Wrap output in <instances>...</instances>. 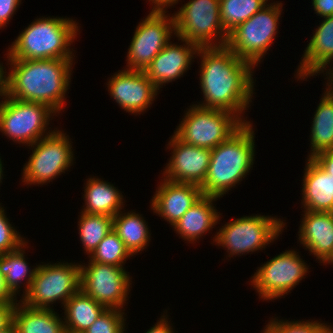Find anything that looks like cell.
<instances>
[{
	"label": "cell",
	"instance_id": "cell-34",
	"mask_svg": "<svg viewBox=\"0 0 333 333\" xmlns=\"http://www.w3.org/2000/svg\"><path fill=\"white\" fill-rule=\"evenodd\" d=\"M6 218L3 207L0 206V255L13 252L23 246L27 241L12 227Z\"/></svg>",
	"mask_w": 333,
	"mask_h": 333
},
{
	"label": "cell",
	"instance_id": "cell-3",
	"mask_svg": "<svg viewBox=\"0 0 333 333\" xmlns=\"http://www.w3.org/2000/svg\"><path fill=\"white\" fill-rule=\"evenodd\" d=\"M254 143V131L248 122L211 149L208 172L200 186L203 196L220 198L242 181L253 165Z\"/></svg>",
	"mask_w": 333,
	"mask_h": 333
},
{
	"label": "cell",
	"instance_id": "cell-41",
	"mask_svg": "<svg viewBox=\"0 0 333 333\" xmlns=\"http://www.w3.org/2000/svg\"><path fill=\"white\" fill-rule=\"evenodd\" d=\"M150 1H152V4L154 3L152 10L157 11H164L166 7L172 6L174 3L176 4L178 2V0H149V2Z\"/></svg>",
	"mask_w": 333,
	"mask_h": 333
},
{
	"label": "cell",
	"instance_id": "cell-17",
	"mask_svg": "<svg viewBox=\"0 0 333 333\" xmlns=\"http://www.w3.org/2000/svg\"><path fill=\"white\" fill-rule=\"evenodd\" d=\"M203 196L200 186L164 179L151 202V209L172 226Z\"/></svg>",
	"mask_w": 333,
	"mask_h": 333
},
{
	"label": "cell",
	"instance_id": "cell-4",
	"mask_svg": "<svg viewBox=\"0 0 333 333\" xmlns=\"http://www.w3.org/2000/svg\"><path fill=\"white\" fill-rule=\"evenodd\" d=\"M78 24L67 18H39L12 43L8 60L73 59L70 45Z\"/></svg>",
	"mask_w": 333,
	"mask_h": 333
},
{
	"label": "cell",
	"instance_id": "cell-28",
	"mask_svg": "<svg viewBox=\"0 0 333 333\" xmlns=\"http://www.w3.org/2000/svg\"><path fill=\"white\" fill-rule=\"evenodd\" d=\"M25 245L26 243L13 252L0 255V272L5 277L7 286L15 295L19 292L18 289L20 288V282L22 283V280L24 279L27 284L25 286L26 289H24V293L29 290L37 270V267L32 270L28 268V263H26L27 261L24 258L25 252L23 248Z\"/></svg>",
	"mask_w": 333,
	"mask_h": 333
},
{
	"label": "cell",
	"instance_id": "cell-23",
	"mask_svg": "<svg viewBox=\"0 0 333 333\" xmlns=\"http://www.w3.org/2000/svg\"><path fill=\"white\" fill-rule=\"evenodd\" d=\"M53 310L30 308L19 301L13 314L15 333H66L63 320Z\"/></svg>",
	"mask_w": 333,
	"mask_h": 333
},
{
	"label": "cell",
	"instance_id": "cell-40",
	"mask_svg": "<svg viewBox=\"0 0 333 333\" xmlns=\"http://www.w3.org/2000/svg\"><path fill=\"white\" fill-rule=\"evenodd\" d=\"M161 318L160 321L158 320L155 326L151 327L146 333H173L170 324H168L167 317L162 316Z\"/></svg>",
	"mask_w": 333,
	"mask_h": 333
},
{
	"label": "cell",
	"instance_id": "cell-16",
	"mask_svg": "<svg viewBox=\"0 0 333 333\" xmlns=\"http://www.w3.org/2000/svg\"><path fill=\"white\" fill-rule=\"evenodd\" d=\"M113 99L126 112L132 114L144 112L150 107L158 89L144 71L124 69L114 74L108 82ZM140 112V113H139Z\"/></svg>",
	"mask_w": 333,
	"mask_h": 333
},
{
	"label": "cell",
	"instance_id": "cell-22",
	"mask_svg": "<svg viewBox=\"0 0 333 333\" xmlns=\"http://www.w3.org/2000/svg\"><path fill=\"white\" fill-rule=\"evenodd\" d=\"M216 197L202 196L187 212L173 225L175 231L183 239L193 243L212 229L220 218L213 206ZM202 235V236H201Z\"/></svg>",
	"mask_w": 333,
	"mask_h": 333
},
{
	"label": "cell",
	"instance_id": "cell-19",
	"mask_svg": "<svg viewBox=\"0 0 333 333\" xmlns=\"http://www.w3.org/2000/svg\"><path fill=\"white\" fill-rule=\"evenodd\" d=\"M299 240L323 263L333 252V213L304 211Z\"/></svg>",
	"mask_w": 333,
	"mask_h": 333
},
{
	"label": "cell",
	"instance_id": "cell-39",
	"mask_svg": "<svg viewBox=\"0 0 333 333\" xmlns=\"http://www.w3.org/2000/svg\"><path fill=\"white\" fill-rule=\"evenodd\" d=\"M315 13L325 18L333 16V0H312Z\"/></svg>",
	"mask_w": 333,
	"mask_h": 333
},
{
	"label": "cell",
	"instance_id": "cell-2",
	"mask_svg": "<svg viewBox=\"0 0 333 333\" xmlns=\"http://www.w3.org/2000/svg\"><path fill=\"white\" fill-rule=\"evenodd\" d=\"M7 96L47 105L55 115L63 109L71 78L72 59L8 60Z\"/></svg>",
	"mask_w": 333,
	"mask_h": 333
},
{
	"label": "cell",
	"instance_id": "cell-9",
	"mask_svg": "<svg viewBox=\"0 0 333 333\" xmlns=\"http://www.w3.org/2000/svg\"><path fill=\"white\" fill-rule=\"evenodd\" d=\"M284 226L283 221L271 216H245L222 226L213 241L227 248L229 256L245 254L265 248L278 238Z\"/></svg>",
	"mask_w": 333,
	"mask_h": 333
},
{
	"label": "cell",
	"instance_id": "cell-42",
	"mask_svg": "<svg viewBox=\"0 0 333 333\" xmlns=\"http://www.w3.org/2000/svg\"><path fill=\"white\" fill-rule=\"evenodd\" d=\"M3 69L5 68L0 64V91H8V75L4 74L6 72Z\"/></svg>",
	"mask_w": 333,
	"mask_h": 333
},
{
	"label": "cell",
	"instance_id": "cell-26",
	"mask_svg": "<svg viewBox=\"0 0 333 333\" xmlns=\"http://www.w3.org/2000/svg\"><path fill=\"white\" fill-rule=\"evenodd\" d=\"M316 109L311 130V155L333 150V88L327 87Z\"/></svg>",
	"mask_w": 333,
	"mask_h": 333
},
{
	"label": "cell",
	"instance_id": "cell-11",
	"mask_svg": "<svg viewBox=\"0 0 333 333\" xmlns=\"http://www.w3.org/2000/svg\"><path fill=\"white\" fill-rule=\"evenodd\" d=\"M31 145L35 149L29 161L23 167V182L44 184L64 173L73 161V151L69 137L61 131L53 130L46 133ZM68 137V138H67Z\"/></svg>",
	"mask_w": 333,
	"mask_h": 333
},
{
	"label": "cell",
	"instance_id": "cell-10",
	"mask_svg": "<svg viewBox=\"0 0 333 333\" xmlns=\"http://www.w3.org/2000/svg\"><path fill=\"white\" fill-rule=\"evenodd\" d=\"M53 113L45 104L20 101L6 95L0 102V131L13 141L31 146L46 137L44 132Z\"/></svg>",
	"mask_w": 333,
	"mask_h": 333
},
{
	"label": "cell",
	"instance_id": "cell-30",
	"mask_svg": "<svg viewBox=\"0 0 333 333\" xmlns=\"http://www.w3.org/2000/svg\"><path fill=\"white\" fill-rule=\"evenodd\" d=\"M79 235L85 251L91 255L103 238L113 229V217L81 212Z\"/></svg>",
	"mask_w": 333,
	"mask_h": 333
},
{
	"label": "cell",
	"instance_id": "cell-29",
	"mask_svg": "<svg viewBox=\"0 0 333 333\" xmlns=\"http://www.w3.org/2000/svg\"><path fill=\"white\" fill-rule=\"evenodd\" d=\"M220 19L224 31L229 34L266 6L268 0H219Z\"/></svg>",
	"mask_w": 333,
	"mask_h": 333
},
{
	"label": "cell",
	"instance_id": "cell-36",
	"mask_svg": "<svg viewBox=\"0 0 333 333\" xmlns=\"http://www.w3.org/2000/svg\"><path fill=\"white\" fill-rule=\"evenodd\" d=\"M326 173L333 176V150L318 153L312 158Z\"/></svg>",
	"mask_w": 333,
	"mask_h": 333
},
{
	"label": "cell",
	"instance_id": "cell-47",
	"mask_svg": "<svg viewBox=\"0 0 333 333\" xmlns=\"http://www.w3.org/2000/svg\"><path fill=\"white\" fill-rule=\"evenodd\" d=\"M2 167H3L2 166V161H1V158H0V182H2L1 179H2V175H3L2 174L3 173Z\"/></svg>",
	"mask_w": 333,
	"mask_h": 333
},
{
	"label": "cell",
	"instance_id": "cell-13",
	"mask_svg": "<svg viewBox=\"0 0 333 333\" xmlns=\"http://www.w3.org/2000/svg\"><path fill=\"white\" fill-rule=\"evenodd\" d=\"M166 11L152 10L136 27L128 49L129 70L145 71L151 61L170 42L175 34L174 16L168 18Z\"/></svg>",
	"mask_w": 333,
	"mask_h": 333
},
{
	"label": "cell",
	"instance_id": "cell-37",
	"mask_svg": "<svg viewBox=\"0 0 333 333\" xmlns=\"http://www.w3.org/2000/svg\"><path fill=\"white\" fill-rule=\"evenodd\" d=\"M16 304H0V331L6 330L13 323V314Z\"/></svg>",
	"mask_w": 333,
	"mask_h": 333
},
{
	"label": "cell",
	"instance_id": "cell-35",
	"mask_svg": "<svg viewBox=\"0 0 333 333\" xmlns=\"http://www.w3.org/2000/svg\"><path fill=\"white\" fill-rule=\"evenodd\" d=\"M21 0H0V28L10 21Z\"/></svg>",
	"mask_w": 333,
	"mask_h": 333
},
{
	"label": "cell",
	"instance_id": "cell-31",
	"mask_svg": "<svg viewBox=\"0 0 333 333\" xmlns=\"http://www.w3.org/2000/svg\"><path fill=\"white\" fill-rule=\"evenodd\" d=\"M130 256L133 255L112 229L89 256V261L123 267L124 261Z\"/></svg>",
	"mask_w": 333,
	"mask_h": 333
},
{
	"label": "cell",
	"instance_id": "cell-7",
	"mask_svg": "<svg viewBox=\"0 0 333 333\" xmlns=\"http://www.w3.org/2000/svg\"><path fill=\"white\" fill-rule=\"evenodd\" d=\"M174 13L175 35L199 47H224L228 34L220 19L219 0H190ZM219 39V44L213 42ZM214 43V44H213Z\"/></svg>",
	"mask_w": 333,
	"mask_h": 333
},
{
	"label": "cell",
	"instance_id": "cell-32",
	"mask_svg": "<svg viewBox=\"0 0 333 333\" xmlns=\"http://www.w3.org/2000/svg\"><path fill=\"white\" fill-rule=\"evenodd\" d=\"M123 314L122 309L106 308L85 333H124Z\"/></svg>",
	"mask_w": 333,
	"mask_h": 333
},
{
	"label": "cell",
	"instance_id": "cell-20",
	"mask_svg": "<svg viewBox=\"0 0 333 333\" xmlns=\"http://www.w3.org/2000/svg\"><path fill=\"white\" fill-rule=\"evenodd\" d=\"M297 77L316 75L333 61V16L325 17L306 47Z\"/></svg>",
	"mask_w": 333,
	"mask_h": 333
},
{
	"label": "cell",
	"instance_id": "cell-21",
	"mask_svg": "<svg viewBox=\"0 0 333 333\" xmlns=\"http://www.w3.org/2000/svg\"><path fill=\"white\" fill-rule=\"evenodd\" d=\"M305 167L302 203L307 211L332 212L333 176L326 173L312 158Z\"/></svg>",
	"mask_w": 333,
	"mask_h": 333
},
{
	"label": "cell",
	"instance_id": "cell-14",
	"mask_svg": "<svg viewBox=\"0 0 333 333\" xmlns=\"http://www.w3.org/2000/svg\"><path fill=\"white\" fill-rule=\"evenodd\" d=\"M308 267L296 251L281 253L256 270L251 283L265 300L281 298L307 274Z\"/></svg>",
	"mask_w": 333,
	"mask_h": 333
},
{
	"label": "cell",
	"instance_id": "cell-33",
	"mask_svg": "<svg viewBox=\"0 0 333 333\" xmlns=\"http://www.w3.org/2000/svg\"><path fill=\"white\" fill-rule=\"evenodd\" d=\"M327 325L316 321H278L271 320L263 330V333H321Z\"/></svg>",
	"mask_w": 333,
	"mask_h": 333
},
{
	"label": "cell",
	"instance_id": "cell-6",
	"mask_svg": "<svg viewBox=\"0 0 333 333\" xmlns=\"http://www.w3.org/2000/svg\"><path fill=\"white\" fill-rule=\"evenodd\" d=\"M271 4L264 6L228 34L226 46L237 57L254 67L258 65L264 53L266 55L277 34L282 3Z\"/></svg>",
	"mask_w": 333,
	"mask_h": 333
},
{
	"label": "cell",
	"instance_id": "cell-25",
	"mask_svg": "<svg viewBox=\"0 0 333 333\" xmlns=\"http://www.w3.org/2000/svg\"><path fill=\"white\" fill-rule=\"evenodd\" d=\"M64 308L66 333H85L106 309L81 289L64 304Z\"/></svg>",
	"mask_w": 333,
	"mask_h": 333
},
{
	"label": "cell",
	"instance_id": "cell-46",
	"mask_svg": "<svg viewBox=\"0 0 333 333\" xmlns=\"http://www.w3.org/2000/svg\"><path fill=\"white\" fill-rule=\"evenodd\" d=\"M324 263H333V252Z\"/></svg>",
	"mask_w": 333,
	"mask_h": 333
},
{
	"label": "cell",
	"instance_id": "cell-8",
	"mask_svg": "<svg viewBox=\"0 0 333 333\" xmlns=\"http://www.w3.org/2000/svg\"><path fill=\"white\" fill-rule=\"evenodd\" d=\"M80 279V264L37 265L31 286L20 302L36 309H51L50 303L56 300L64 305L80 290Z\"/></svg>",
	"mask_w": 333,
	"mask_h": 333
},
{
	"label": "cell",
	"instance_id": "cell-38",
	"mask_svg": "<svg viewBox=\"0 0 333 333\" xmlns=\"http://www.w3.org/2000/svg\"><path fill=\"white\" fill-rule=\"evenodd\" d=\"M16 295L6 284L5 277L0 272V304L13 305L17 304ZM16 300V301H15Z\"/></svg>",
	"mask_w": 333,
	"mask_h": 333
},
{
	"label": "cell",
	"instance_id": "cell-44",
	"mask_svg": "<svg viewBox=\"0 0 333 333\" xmlns=\"http://www.w3.org/2000/svg\"><path fill=\"white\" fill-rule=\"evenodd\" d=\"M0 333H15L13 323L6 330H1Z\"/></svg>",
	"mask_w": 333,
	"mask_h": 333
},
{
	"label": "cell",
	"instance_id": "cell-18",
	"mask_svg": "<svg viewBox=\"0 0 333 333\" xmlns=\"http://www.w3.org/2000/svg\"><path fill=\"white\" fill-rule=\"evenodd\" d=\"M178 40L185 44L179 46L169 42L144 71L158 90L163 84L181 77L200 48L188 40Z\"/></svg>",
	"mask_w": 333,
	"mask_h": 333
},
{
	"label": "cell",
	"instance_id": "cell-12",
	"mask_svg": "<svg viewBox=\"0 0 333 333\" xmlns=\"http://www.w3.org/2000/svg\"><path fill=\"white\" fill-rule=\"evenodd\" d=\"M80 265V289L106 308H123L130 291V276L123 267L89 261Z\"/></svg>",
	"mask_w": 333,
	"mask_h": 333
},
{
	"label": "cell",
	"instance_id": "cell-24",
	"mask_svg": "<svg viewBox=\"0 0 333 333\" xmlns=\"http://www.w3.org/2000/svg\"><path fill=\"white\" fill-rule=\"evenodd\" d=\"M84 188L86 207L82 212L112 217L121 212L123 195L113 184L93 177L89 178Z\"/></svg>",
	"mask_w": 333,
	"mask_h": 333
},
{
	"label": "cell",
	"instance_id": "cell-43",
	"mask_svg": "<svg viewBox=\"0 0 333 333\" xmlns=\"http://www.w3.org/2000/svg\"><path fill=\"white\" fill-rule=\"evenodd\" d=\"M328 70H329L330 72L327 71L328 73L326 72V74H327V75H328V74L330 75L329 78H328L330 82L327 84V86L333 88V85H332V84H333V68H332V70H331V69H328Z\"/></svg>",
	"mask_w": 333,
	"mask_h": 333
},
{
	"label": "cell",
	"instance_id": "cell-27",
	"mask_svg": "<svg viewBox=\"0 0 333 333\" xmlns=\"http://www.w3.org/2000/svg\"><path fill=\"white\" fill-rule=\"evenodd\" d=\"M145 222L141 215L135 212H119L113 217V230L132 255L142 251L149 242L150 234Z\"/></svg>",
	"mask_w": 333,
	"mask_h": 333
},
{
	"label": "cell",
	"instance_id": "cell-5",
	"mask_svg": "<svg viewBox=\"0 0 333 333\" xmlns=\"http://www.w3.org/2000/svg\"><path fill=\"white\" fill-rule=\"evenodd\" d=\"M174 135L186 144L214 149L226 141L244 123L232 112L190 106Z\"/></svg>",
	"mask_w": 333,
	"mask_h": 333
},
{
	"label": "cell",
	"instance_id": "cell-45",
	"mask_svg": "<svg viewBox=\"0 0 333 333\" xmlns=\"http://www.w3.org/2000/svg\"><path fill=\"white\" fill-rule=\"evenodd\" d=\"M333 328H331L329 325L326 326L322 331L321 333H333Z\"/></svg>",
	"mask_w": 333,
	"mask_h": 333
},
{
	"label": "cell",
	"instance_id": "cell-15",
	"mask_svg": "<svg viewBox=\"0 0 333 333\" xmlns=\"http://www.w3.org/2000/svg\"><path fill=\"white\" fill-rule=\"evenodd\" d=\"M168 145L173 154L163 173L164 179L201 186L208 172L211 149L186 144L175 135Z\"/></svg>",
	"mask_w": 333,
	"mask_h": 333
},
{
	"label": "cell",
	"instance_id": "cell-48",
	"mask_svg": "<svg viewBox=\"0 0 333 333\" xmlns=\"http://www.w3.org/2000/svg\"><path fill=\"white\" fill-rule=\"evenodd\" d=\"M7 92L8 91H0V96H2V97L4 96L5 97L7 95Z\"/></svg>",
	"mask_w": 333,
	"mask_h": 333
},
{
	"label": "cell",
	"instance_id": "cell-1",
	"mask_svg": "<svg viewBox=\"0 0 333 333\" xmlns=\"http://www.w3.org/2000/svg\"><path fill=\"white\" fill-rule=\"evenodd\" d=\"M197 56L202 57L200 83L205 98V103L198 106L232 112L248 123L240 114L252 101L254 66L237 57L227 46L200 47Z\"/></svg>",
	"mask_w": 333,
	"mask_h": 333
}]
</instances>
